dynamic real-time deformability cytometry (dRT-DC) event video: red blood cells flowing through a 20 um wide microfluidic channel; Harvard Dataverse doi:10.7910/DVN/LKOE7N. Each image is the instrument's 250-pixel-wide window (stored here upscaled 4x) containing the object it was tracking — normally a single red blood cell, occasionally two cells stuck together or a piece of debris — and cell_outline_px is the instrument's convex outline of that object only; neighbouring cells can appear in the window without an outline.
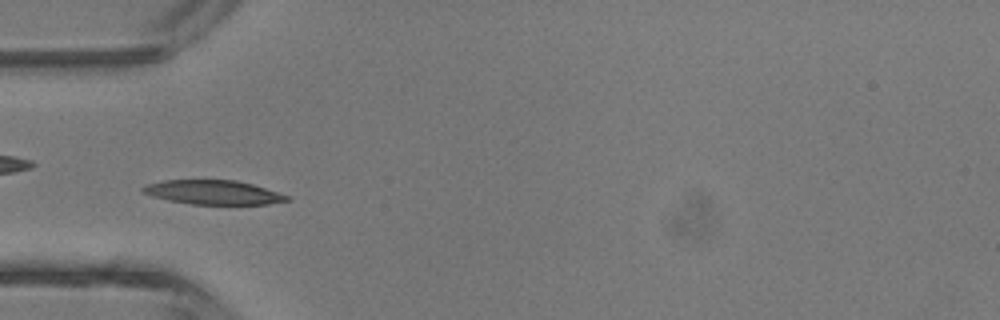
{"species": "common noctule bat (a hibernating species)", "species_latin": "Nyctalus noctula", "temperature_condition": "room temperature", "stored_images_in_passage": 3, "camera_frame_rate_fps": 3000, "um_per_image_px": 0.085, "animal": {"sex": "male", "body_mass_g": 13.3}, "frame": {"image": 1, "passage_image": 3, "time_ms": 2.333, "image_size_px": [1000, 320], "cell_outline_px": [[292, 200], [268, 204], [192, 204], [168, 200], [152, 196], [140, 192], [140, 188], [148, 184], [164, 180], [236, 180], [252, 184], [288, 196]], "centroid_in_image_um": [18.09, 16.35], "position_along_channel_um": 66.9, "area_um2": 20.17}}